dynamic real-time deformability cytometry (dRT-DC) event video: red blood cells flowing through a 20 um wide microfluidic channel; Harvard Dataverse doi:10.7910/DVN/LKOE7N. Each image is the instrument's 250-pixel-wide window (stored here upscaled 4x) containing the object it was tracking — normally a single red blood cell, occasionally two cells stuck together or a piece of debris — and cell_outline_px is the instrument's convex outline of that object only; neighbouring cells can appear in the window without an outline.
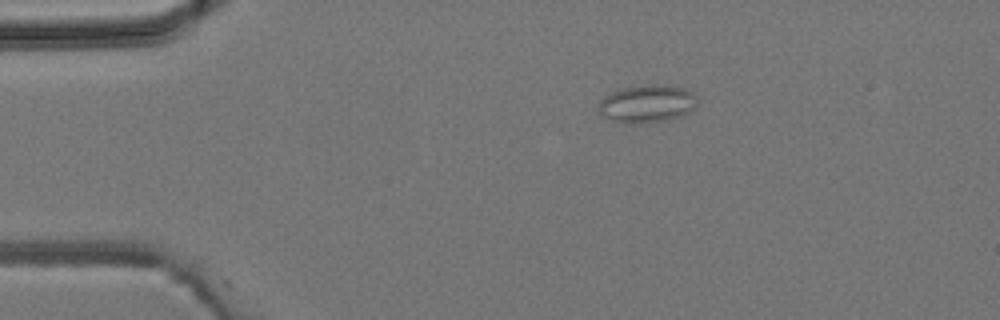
{"species": "common noctule bat (a hibernating species)", "species_latin": "Nyctalus noctula", "temperature_condition": "room temperature", "stored_images_in_passage": 3, "camera_frame_rate_fps": 3000, "um_per_image_px": 0.085, "animal": {"sex": "male", "body_mass_g": 19.2, "forearm_length_mm": 51.8}, "frame": {"image": 1, "passage_image": 1, "time_ms": 0.0, "image_size_px": [1000, 320], "cell_outline_px": [[696, 104], [688, 112], [680, 116], [664, 120], [636, 124], [628, 124], [612, 120], [600, 116], [600, 100], [608, 92], [624, 88], [652, 84], [664, 84], [684, 88], [692, 92], [696, 96]], "centroid_in_image_um": [54.97, 8.81], "position_along_channel_um": 30.0, "area_um2": 21.68}}
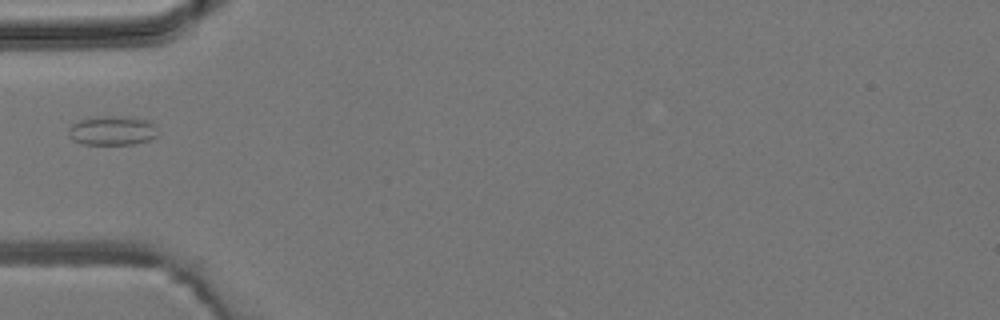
{"frame": {"image": 2, "passage_image": 3, "time_ms": 2.333, "image_size_px": [1000, 320], "cell_outline_px": [[156, 136], [148, 140], [132, 144], [80, 144], [72, 140], [68, 132], [68, 128], [72, 124], [80, 120], [96, 116], [112, 116], [148, 120], [152, 124]], "centroid_in_image_um": [9.45, 11.11], "position_along_channel_um": 75.5, "area_um2": 14.91}}